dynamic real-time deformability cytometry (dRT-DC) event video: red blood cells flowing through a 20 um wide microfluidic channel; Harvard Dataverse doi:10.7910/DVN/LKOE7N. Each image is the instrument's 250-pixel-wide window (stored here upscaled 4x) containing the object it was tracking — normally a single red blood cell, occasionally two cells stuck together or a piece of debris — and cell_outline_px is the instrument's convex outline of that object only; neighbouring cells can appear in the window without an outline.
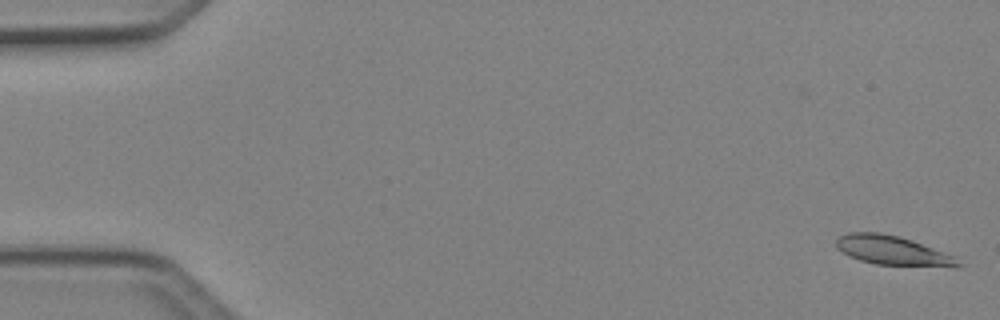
{"species": "Egyptian fruit bat (a non-hibernating species)", "species_latin": "Rousettus aegyptiacus", "temperature_condition": "cold", "stored_images_in_passage": 14, "camera_frame_rate_fps": 3000, "um_per_image_px": 0.085, "animal": {"sex": "female"}, "frame": {"image": 1, "passage_image": 1, "time_ms": 0.0, "image_size_px": [1000, 320], "cell_outline_px": [[960, 264], [956, 268], [876, 264], [860, 260], [836, 248], [836, 240], [840, 236], [848, 232], [880, 232], [900, 236], [912, 240], [956, 256]], "centroid_in_image_um": [75.93, 21.3], "position_along_channel_um": 9.1, "area_um2": 20.92}}
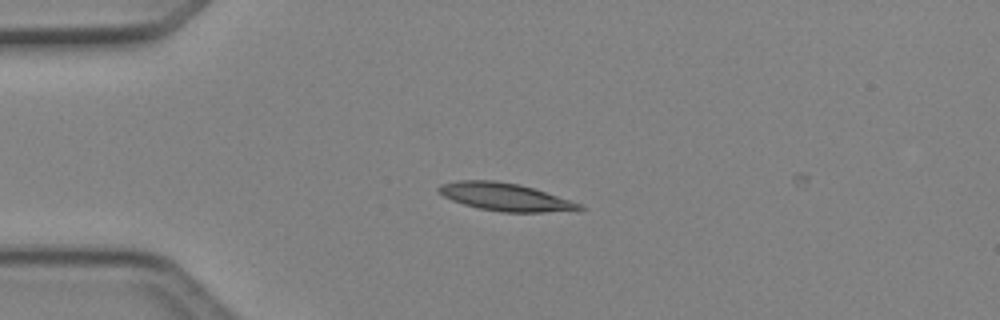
{"frame": {"image": 2, "passage_image": 12, "time_ms": 3.667, "image_size_px": [1000, 320], "cell_outline_px": [[588, 208], [544, 212], [500, 212], [480, 208], [464, 204], [452, 200], [444, 196], [436, 188], [440, 184], [460, 180], [496, 180], [520, 184], [580, 204]], "centroid_in_image_um": [42.87, 16.73], "position_along_channel_um": 42.1, "area_um2": 22.31}}